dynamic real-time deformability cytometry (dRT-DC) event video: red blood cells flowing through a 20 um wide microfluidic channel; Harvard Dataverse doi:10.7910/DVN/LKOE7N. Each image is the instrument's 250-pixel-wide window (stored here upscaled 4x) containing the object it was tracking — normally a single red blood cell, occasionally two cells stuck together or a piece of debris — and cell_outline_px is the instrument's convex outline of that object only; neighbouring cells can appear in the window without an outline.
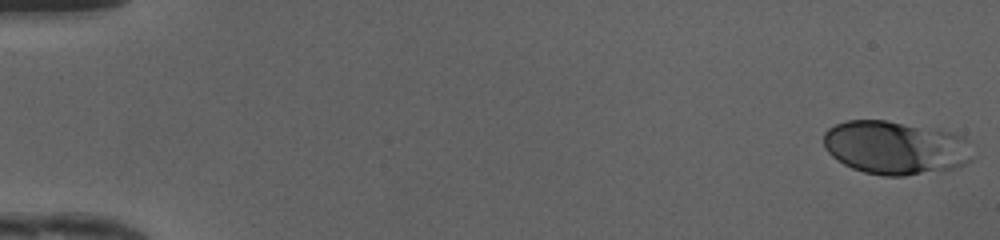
{"species": "human", "species_latin": "Homo sapiens", "temperature_condition": "cold", "stored_images_in_passage": 49, "camera_frame_rate_fps": 3000, "um_per_image_px": 0.085, "donor": {"sex": "female"}, "frame": {"image": 1, "passage_image": 1, "time_ms": 0.0, "image_size_px": [1000, 240], "cell_outline_px": [[972, 160], [956, 168], [904, 176], [884, 176], [864, 172], [852, 168], [844, 164], [832, 156], [824, 148], [824, 132], [828, 128], [844, 120], [884, 120], [952, 132], [964, 136]], "centroid_in_image_um": [76.07, 12.55], "position_along_channel_um": 8.9, "area_um2": 46.3}}
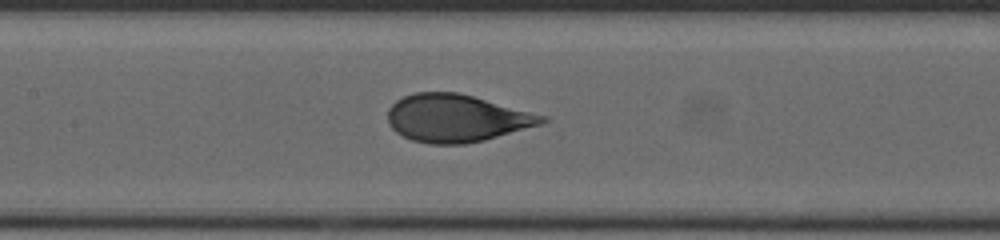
{"frame": {"image": 2, "passage_image": 24, "time_ms": 7.667, "image_size_px": [1000, 240], "cell_outline_px": [[552, 120], [540, 124], [484, 140], [464, 144], [432, 144], [412, 140], [396, 132], [388, 124], [388, 108], [396, 100], [404, 96], [416, 92], [460, 92], [548, 116]], "centroid_in_image_um": [38.81, 10.03], "position_along_channel_um": 168.6, "area_um2": 42.83}}
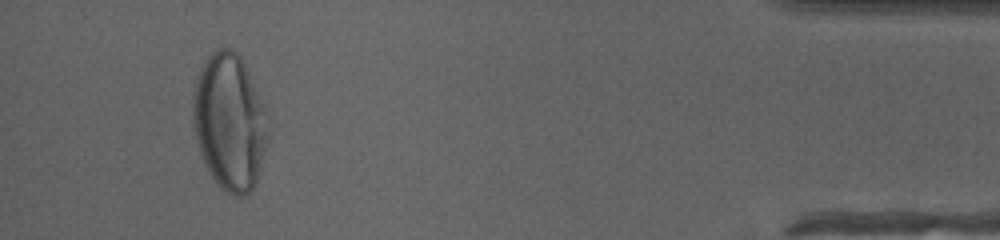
{"frame": {"image": 3, "passage_image": 46, "time_ms": 15.0, "image_size_px": [1000, 240], "cell_outline_px": [[268, 140], [256, 180], [252, 188], [244, 196], [232, 196], [224, 192], [216, 184], [204, 164], [196, 140], [192, 124], [192, 92], [196, 76], [204, 60], [216, 48], [232, 48], [240, 56], [244, 64], [264, 108], [268, 136]], "centroid_in_image_um": [19.45, 10.37], "position_along_channel_um": 415.7, "area_um2": 59.77}, "authors_computed_cell_mechanics": {"area_um2": 43.928, "velocity_mm_per_s": 4.1866, "shape_relaxation_time_tau1_ms": 2.7864, "shape_relaxation_time_tau2_ms": null, "deformation_change_tau1": 0.1648, "deformation_change_tau2": null}}